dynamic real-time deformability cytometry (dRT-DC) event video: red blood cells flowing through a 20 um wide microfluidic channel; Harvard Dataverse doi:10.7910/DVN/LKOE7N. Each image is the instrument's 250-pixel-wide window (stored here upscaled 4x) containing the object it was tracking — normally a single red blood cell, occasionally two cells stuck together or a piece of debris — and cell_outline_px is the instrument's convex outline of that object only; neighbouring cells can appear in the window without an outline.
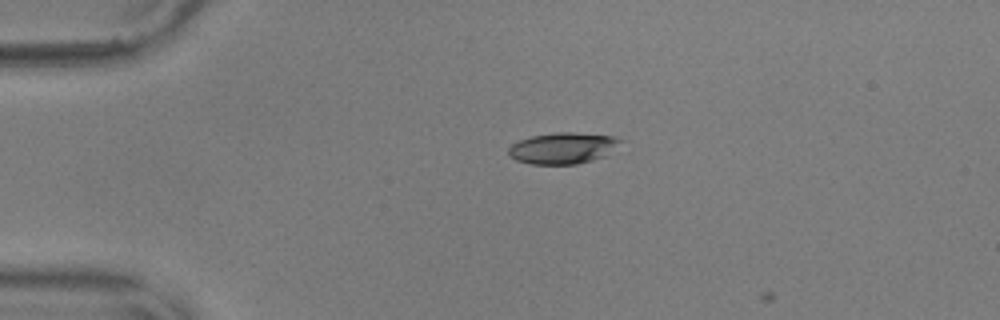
{"species": "common noctule bat (a hibernating species)", "species_latin": "Nyctalus noctula", "temperature_condition": "warm", "stored_images_in_passage": 2, "camera_frame_rate_fps": 3000, "um_per_image_px": 0.085, "animal": {"sex": "male", "body_mass_g": 17.9, "forearm_length_mm": 54.2}, "frame": {"image": 1, "passage_image": 1, "time_ms": 0.0, "image_size_px": [1000, 320], "cell_outline_px": [[624, 140], [604, 156], [592, 160], [576, 164], [532, 164], [516, 160], [508, 156], [508, 148], [512, 144], [520, 140], [532, 136], [556, 132], [572, 132], [616, 136]], "centroid_in_image_um": [47.83, 12.58], "position_along_channel_um": 37.2, "area_um2": 20.35}}